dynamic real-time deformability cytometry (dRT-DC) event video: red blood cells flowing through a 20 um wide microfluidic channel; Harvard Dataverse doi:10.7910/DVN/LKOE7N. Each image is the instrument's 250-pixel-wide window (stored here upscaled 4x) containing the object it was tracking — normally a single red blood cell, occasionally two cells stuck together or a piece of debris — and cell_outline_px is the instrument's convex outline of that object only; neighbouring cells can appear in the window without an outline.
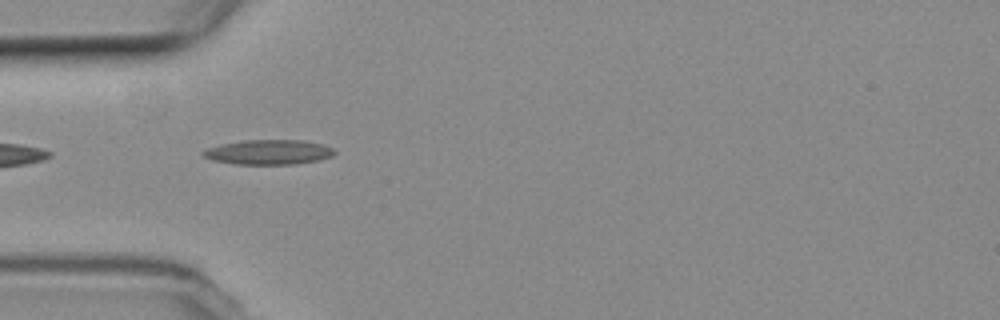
{"species": "common noctule bat (a hibernating species)", "species_latin": "Nyctalus noctula", "temperature_condition": "room temperature", "stored_images_in_passage": 3, "camera_frame_rate_fps": 3000, "um_per_image_px": 0.085, "animal": {"sex": "female", "body_mass_g": 19.3, "forearm_length_mm": 54.1}, "frame": {"image": 1, "passage_image": 1, "time_ms": 0.0, "image_size_px": [1000, 320], "cell_outline_px": [[336, 152], [332, 156], [320, 160], [296, 164], [236, 164], [212, 160], [204, 156], [200, 152], [208, 148], [224, 144], [244, 140], [304, 140], [324, 144], [332, 148]], "centroid_in_image_um": [22.88, 12.93], "position_along_channel_um": 62.1, "area_um2": 18.96}}